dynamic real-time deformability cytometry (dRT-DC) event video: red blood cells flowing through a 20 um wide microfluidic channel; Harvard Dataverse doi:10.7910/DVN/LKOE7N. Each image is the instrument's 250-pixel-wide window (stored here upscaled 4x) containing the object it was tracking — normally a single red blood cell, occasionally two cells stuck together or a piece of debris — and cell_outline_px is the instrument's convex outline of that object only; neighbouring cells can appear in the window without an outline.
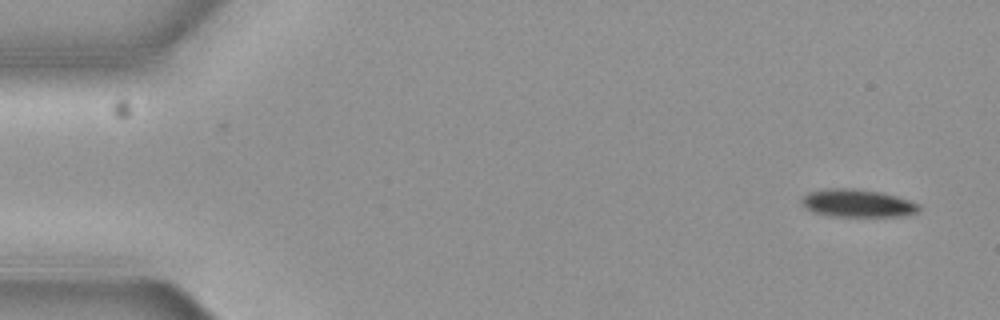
{"species": "common noctule bat (a hibernating species)", "species_latin": "Nyctalus noctula", "temperature_condition": "cold", "stored_images_in_passage": 6, "camera_frame_rate_fps": 3000, "um_per_image_px": 0.085, "animal": {"sex": "female", "body_mass_g": 19.3, "forearm_length_mm": 54.1}, "frame": {"image": 1, "passage_image": 1, "time_ms": 0.0, "image_size_px": [1000, 320], "cell_outline_px": [[920, 212], [908, 216], [828, 216], [812, 212], [804, 208], [800, 204], [800, 196], [808, 192], [824, 188], [852, 188], [880, 192], [896, 196], [920, 204]], "centroid_in_image_um": [72.83, 17.28], "position_along_channel_um": 12.2, "area_um2": 19.48}}